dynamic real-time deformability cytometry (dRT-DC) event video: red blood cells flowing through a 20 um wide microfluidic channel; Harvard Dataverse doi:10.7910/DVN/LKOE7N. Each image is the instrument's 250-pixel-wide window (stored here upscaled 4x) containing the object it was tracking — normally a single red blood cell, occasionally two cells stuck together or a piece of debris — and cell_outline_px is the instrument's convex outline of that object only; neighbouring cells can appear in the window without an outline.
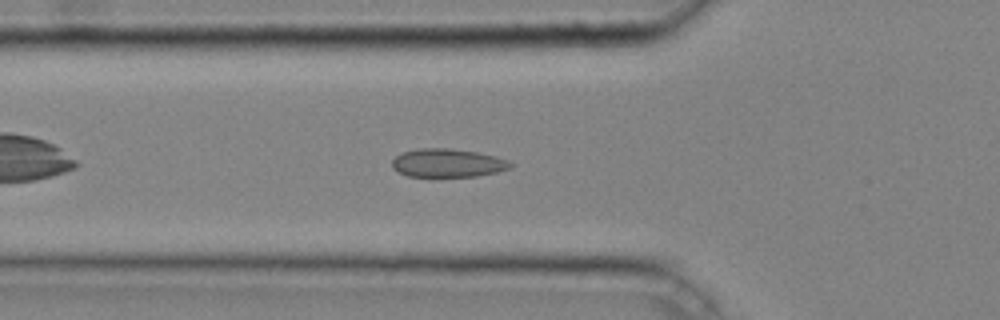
{"species": "common noctule bat (a hibernating species)", "species_latin": "Nyctalus noctula", "temperature_condition": "cold", "stored_images_in_passage": 36, "camera_frame_rate_fps": 3000, "um_per_image_px": 0.085, "animal": {"sex": "male", "body_mass_g": 20.4}, "frame": {"image": 1, "passage_image": 7, "time_ms": 2.0, "image_size_px": [1000, 320], "cell_outline_px": [[516, 164], [512, 168], [496, 172], [476, 176], [408, 176], [392, 168], [392, 160], [400, 152], [416, 148], [448, 148], [476, 152], [496, 156], [508, 160]], "centroid_in_image_um": [38.07, 13.84], "position_along_channel_um": 87.7, "area_um2": 19.71}}
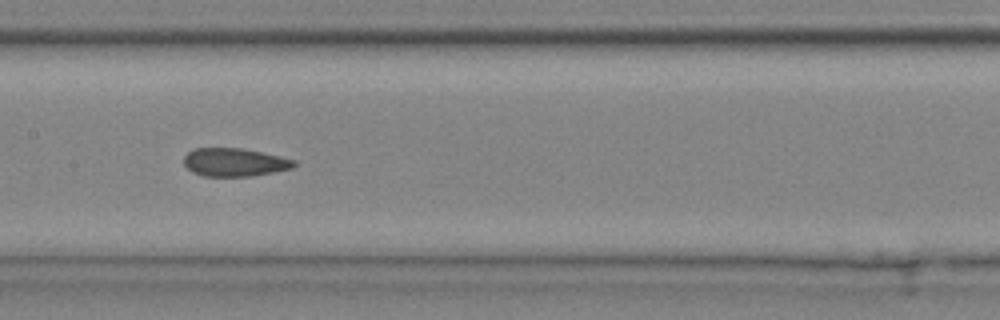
{"frame": {"image": 2, "passage_image": 14, "time_ms": 4.333, "image_size_px": [1000, 320], "cell_outline_px": [[296, 164], [292, 168], [252, 176], [204, 176], [192, 172], [184, 164], [184, 156], [192, 148], [240, 148], [280, 156], [296, 160]], "centroid_in_image_um": [19.91, 13.79], "position_along_channel_um": 187.5, "area_um2": 18.03}}
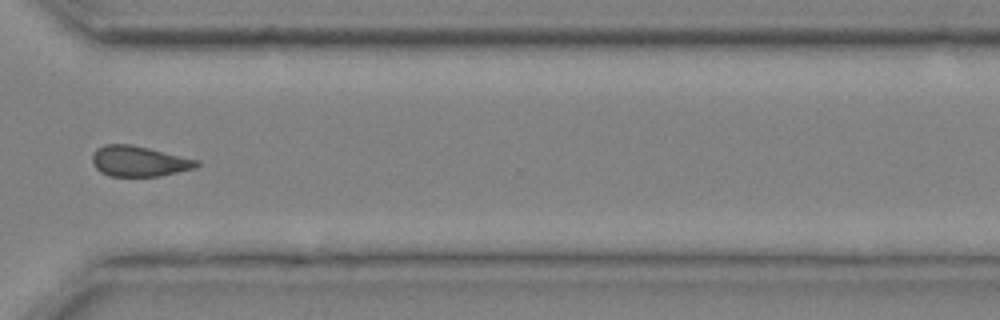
{"frame": {"image": 3, "passage_image": 26, "time_ms": 8.333, "image_size_px": [1000, 320], "cell_outline_px": [[200, 164], [196, 168], [160, 176], [108, 176], [100, 172], [92, 164], [92, 156], [96, 148], [104, 144], [132, 144], [200, 160]], "centroid_in_image_um": [11.81, 13.7], "position_along_channel_um": 358.8, "area_um2": 18.79}, "authors_computed_cell_mechanics": {"area_um2": 18.8428, "velocity_mm_per_s": 4.2696, "shape_relaxation_time_tau1_ms": null, "shape_relaxation_time_tau2_ms": 1.4759, "deformation_change_tau1": null, "deformation_change_tau2": 0.0777}}